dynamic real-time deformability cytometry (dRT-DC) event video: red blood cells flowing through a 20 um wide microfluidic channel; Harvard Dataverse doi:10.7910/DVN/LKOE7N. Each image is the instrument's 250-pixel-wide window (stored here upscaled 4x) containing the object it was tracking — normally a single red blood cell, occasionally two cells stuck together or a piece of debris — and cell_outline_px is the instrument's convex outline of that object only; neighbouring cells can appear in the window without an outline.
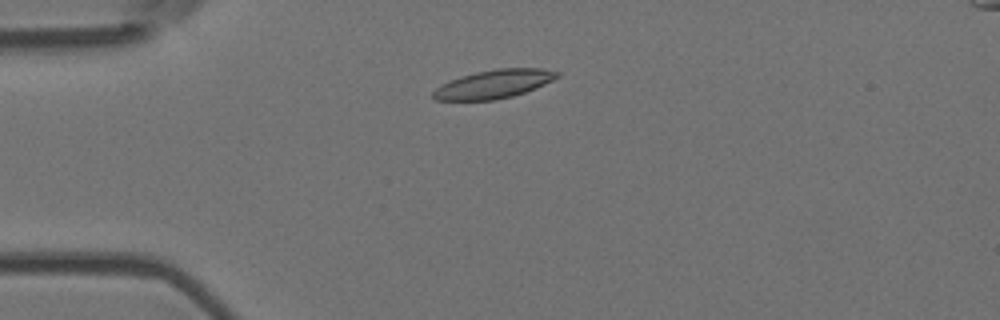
{"species": "Egyptian fruit bat (a non-hibernating species)", "species_latin": "Rousettus aegyptiacus", "temperature_condition": "room temperature", "stored_images_in_passage": 10, "camera_frame_rate_fps": 3000, "um_per_image_px": 0.085, "animal": {"sex": "female"}, "frame": {"image": 1, "passage_image": 3, "time_ms": 0.667, "image_size_px": [1000, 320], "cell_outline_px": [[560, 76], [536, 88], [512, 96], [496, 100], [436, 100], [432, 96], [432, 92], [436, 88], [460, 76], [476, 72], [496, 68], [540, 68], [560, 72]], "centroid_in_image_um": [42.0, 7.14], "position_along_channel_um": 43.0, "area_um2": 20.46}}
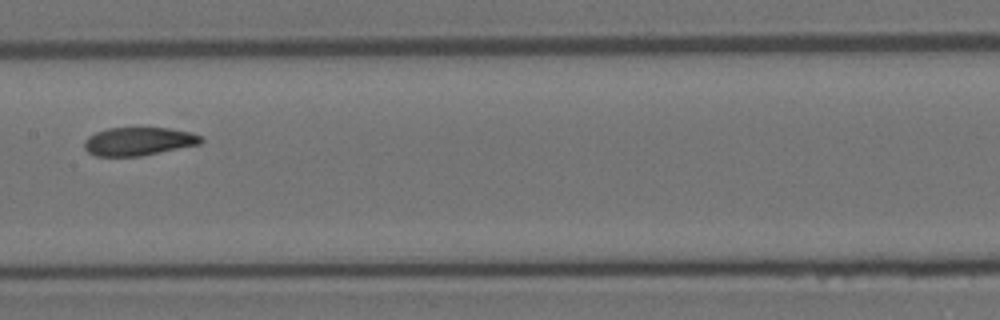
{"frame": {"image": 2, "passage_image": 7, "time_ms": 2.0, "image_size_px": [1000, 320], "cell_outline_px": [[204, 140], [200, 144], [140, 156], [96, 156], [88, 152], [84, 148], [84, 140], [88, 136], [96, 132], [108, 128], [168, 128], [188, 132], [200, 136]], "centroid_in_image_um": [11.74, 12.02], "position_along_channel_um": 195.7, "area_um2": 19.07}}
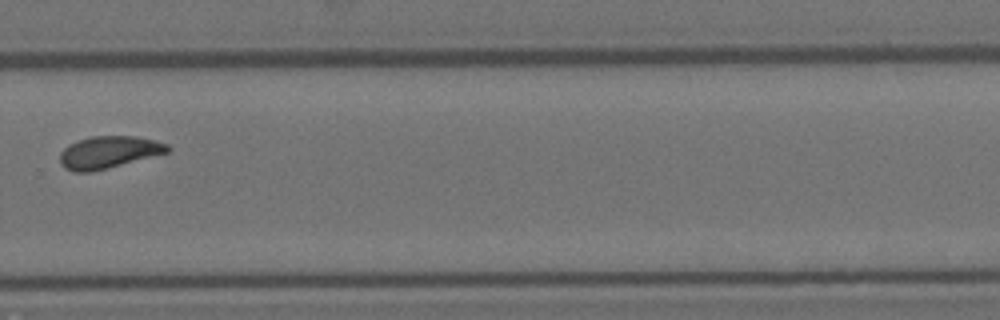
{"frame": {"image": 3, "passage_image": 10, "time_ms": 3.0, "image_size_px": [1000, 320], "cell_outline_px": [[172, 148], [168, 152], [108, 168], [92, 172], [72, 172], [64, 168], [60, 164], [60, 152], [68, 144], [92, 136], [136, 136], [156, 140], [168, 144]], "centroid_in_image_um": [9.23, 12.94], "position_along_channel_um": 320.6, "area_um2": 20.29}}